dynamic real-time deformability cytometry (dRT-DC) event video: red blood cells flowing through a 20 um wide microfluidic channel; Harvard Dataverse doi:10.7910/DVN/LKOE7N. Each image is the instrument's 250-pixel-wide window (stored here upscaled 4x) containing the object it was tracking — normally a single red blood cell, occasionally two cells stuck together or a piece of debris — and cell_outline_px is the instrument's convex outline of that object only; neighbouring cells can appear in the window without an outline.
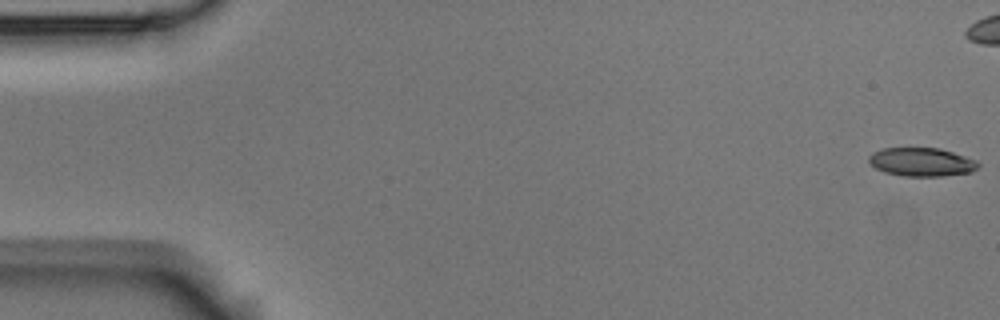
{"species": "Egyptian fruit bat (a non-hibernating species)", "species_latin": "Rousettus aegyptiacus", "temperature_condition": "room temperature", "stored_images_in_passage": 5, "camera_frame_rate_fps": 3000, "um_per_image_px": 0.085, "animal": {"sex": "male"}, "frame": {"image": 1, "passage_image": 1, "time_ms": 0.0, "image_size_px": [1000, 320], "cell_outline_px": [[980, 164], [972, 172], [944, 176], [904, 176], [884, 172], [876, 168], [868, 160], [868, 156], [872, 152], [884, 148], [940, 148], [976, 160]], "centroid_in_image_um": [78.33, 13.77], "position_along_channel_um": 6.7, "area_um2": 18.15}}